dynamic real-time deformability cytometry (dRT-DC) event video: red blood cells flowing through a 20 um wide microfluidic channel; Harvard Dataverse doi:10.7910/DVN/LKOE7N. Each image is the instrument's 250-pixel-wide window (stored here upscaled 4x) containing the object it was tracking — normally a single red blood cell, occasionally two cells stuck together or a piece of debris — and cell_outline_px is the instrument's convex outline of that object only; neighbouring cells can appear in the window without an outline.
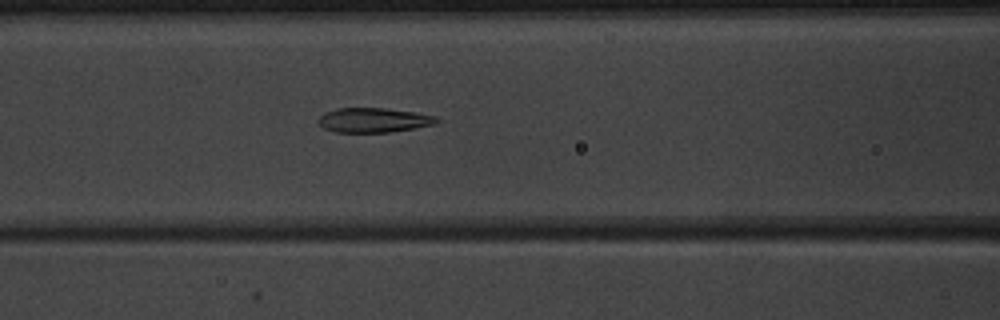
{"species": "common noctule bat (a hibernating species)", "species_latin": "Nyctalus noctula", "temperature_condition": "warm", "stored_images_in_passage": 51, "segment_of_instrument_passage": [1, 2], "camera_frame_rate_fps": 3000, "um_per_image_px": 0.085, "animal": {"sex": "male", "body_mass_g": 20.1, "forearm_length_mm": 53.5}, "frame": {"image": 1, "passage_image": 23, "time_ms": 7.333, "image_size_px": [1000, 320], "cell_outline_px": [[440, 120], [436, 124], [416, 128], [388, 132], [336, 132], [324, 128], [320, 124], [320, 116], [324, 112], [336, 108], [388, 108], [436, 116]], "centroid_in_image_um": [31.78, 10.2], "position_along_channel_um": 134.8, "area_um2": 16.88}}
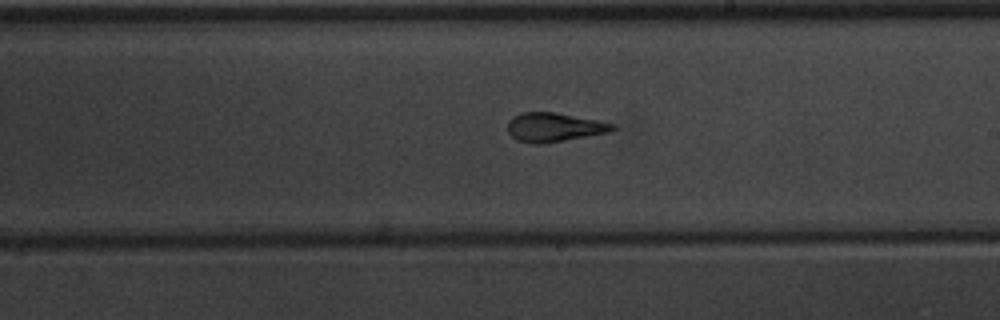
{"frame": {"image": 2, "passage_image": 31, "time_ms": 10.0, "image_size_px": [1000, 320], "cell_outline_px": [[616, 128], [608, 132], [588, 136], [540, 144], [532, 144], [516, 140], [508, 132], [508, 120], [512, 116], [520, 112], [556, 112], [600, 120], [616, 124]], "centroid_in_image_um": [47.09, 10.8], "position_along_channel_um": 241.9, "area_um2": 17.92}}
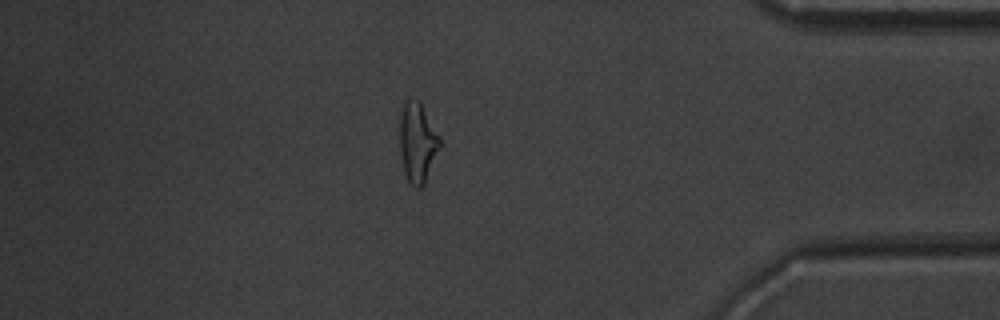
{"frame": {"image": 3, "passage_image": 45, "time_ms": 14.667, "image_size_px": [1000, 320], "cell_outline_px": [[440, 148], [424, 184], [420, 188], [416, 188], [408, 180], [404, 172], [400, 156], [400, 108], [408, 100], [420, 100], [440, 136]], "centroid_in_image_um": [35.49, 12.1], "position_along_channel_um": 399.7, "area_um2": 18.73}}